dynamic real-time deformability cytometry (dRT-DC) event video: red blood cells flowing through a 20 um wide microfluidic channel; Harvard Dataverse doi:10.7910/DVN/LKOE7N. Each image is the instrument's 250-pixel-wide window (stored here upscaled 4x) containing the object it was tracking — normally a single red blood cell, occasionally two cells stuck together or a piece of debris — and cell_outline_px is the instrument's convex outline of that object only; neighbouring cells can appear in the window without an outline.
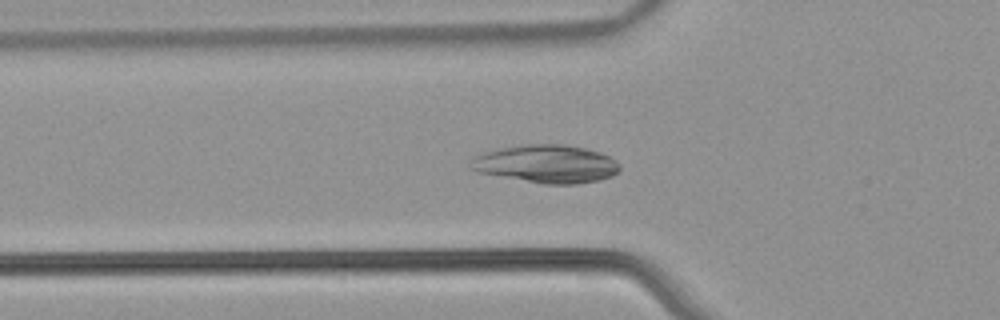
{"species": "common noctule bat (a hibernating species)", "species_latin": "Nyctalus noctula", "temperature_condition": "warm", "stored_images_in_passage": 46, "camera_frame_rate_fps": 3000, "um_per_image_px": 0.085, "animal": {"sex": "male", "body_mass_g": 21.5, "forearm_length_mm": 52.0}, "frame": {"image": 1, "passage_image": 11, "time_ms": 3.333, "image_size_px": [1000, 320], "cell_outline_px": [[620, 168], [612, 176], [600, 180], [576, 184], [544, 184], [476, 172], [468, 168], [468, 160], [484, 152], [500, 148], [524, 144], [564, 144], [584, 148], [600, 152], [616, 160], [620, 164]], "centroid_in_image_um": [46.41, 13.93], "position_along_channel_um": 79.4, "area_um2": 33.29}}
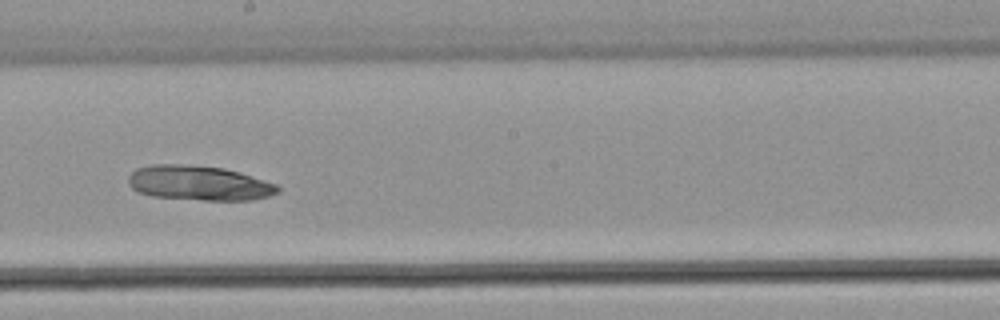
{"frame": {"image": 2, "passage_image": 23, "time_ms": 7.333, "image_size_px": [1000, 320], "cell_outline_px": [[280, 192], [268, 196], [252, 200], [204, 200], [152, 196], [136, 192], [128, 184], [128, 176], [136, 168], [152, 164], [180, 164], [224, 168], [240, 172], [276, 184], [280, 188]], "centroid_in_image_um": [16.89, 15.56], "position_along_channel_um": 231.3, "area_um2": 30.35}}
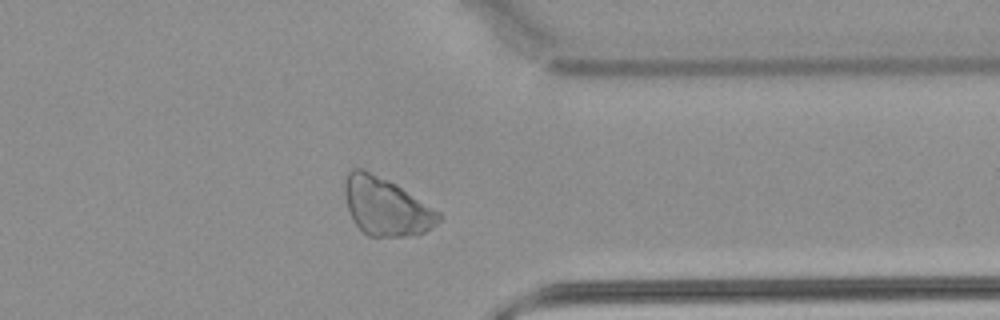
{"frame": {"image": 3, "passage_image": 35, "time_ms": 11.333, "image_size_px": [1000, 320], "cell_outline_px": [[444, 216], [432, 228], [416, 236], [368, 236], [352, 220], [344, 196], [344, 180], [348, 172], [352, 168], [364, 168], [396, 184], [440, 212]], "centroid_in_image_um": [32.81, 17.55], "position_along_channel_um": 378.6, "area_um2": 31.91}}